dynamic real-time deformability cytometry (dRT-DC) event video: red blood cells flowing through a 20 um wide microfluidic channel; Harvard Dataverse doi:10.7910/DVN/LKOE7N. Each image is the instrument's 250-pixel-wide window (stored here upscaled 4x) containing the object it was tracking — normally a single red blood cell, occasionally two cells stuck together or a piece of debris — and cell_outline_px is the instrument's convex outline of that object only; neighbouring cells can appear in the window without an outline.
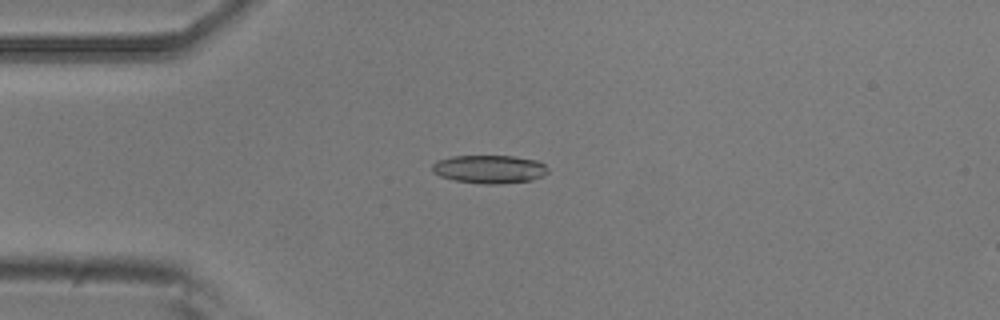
{"species": "common noctule bat (a hibernating species)", "species_latin": "Nyctalus noctula", "temperature_condition": "room temperature", "stored_images_in_passage": 54, "camera_frame_rate_fps": 3000, "um_per_image_px": 0.085, "animal": {"sex": "male", "body_mass_g": 20.5, "forearm_length_mm": 52.5}, "frame": {"image": 1, "passage_image": 13, "time_ms": 4.0, "image_size_px": [1000, 320], "cell_outline_px": [[548, 172], [544, 176], [532, 180], [500, 184], [484, 184], [456, 180], [440, 176], [432, 172], [432, 164], [436, 160], [452, 156], [512, 156], [536, 160], [544, 164], [548, 168]], "centroid_in_image_um": [41.6, 14.38], "position_along_channel_um": 43.4, "area_um2": 19.13}}
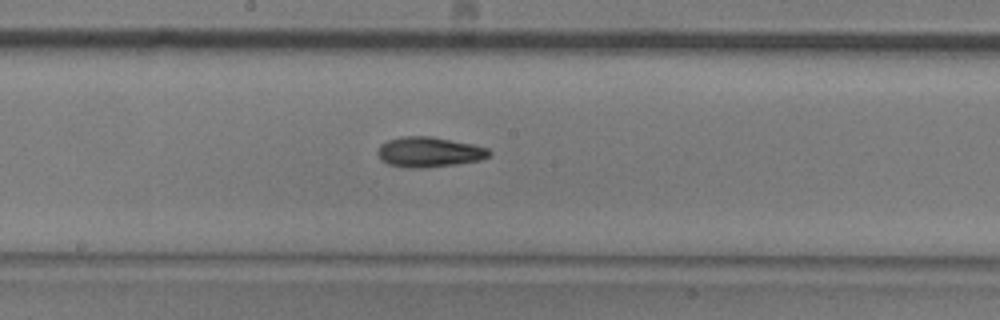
{"frame": {"image": 2, "passage_image": 28, "time_ms": 9.0, "image_size_px": [1000, 320], "cell_outline_px": [[492, 152], [488, 156], [480, 160], [456, 164], [424, 168], [408, 168], [388, 164], [376, 152], [380, 144], [388, 140], [400, 136], [432, 136], [472, 144], [488, 148]], "centroid_in_image_um": [36.47, 12.91], "position_along_channel_um": 211.7, "area_um2": 19.59}}
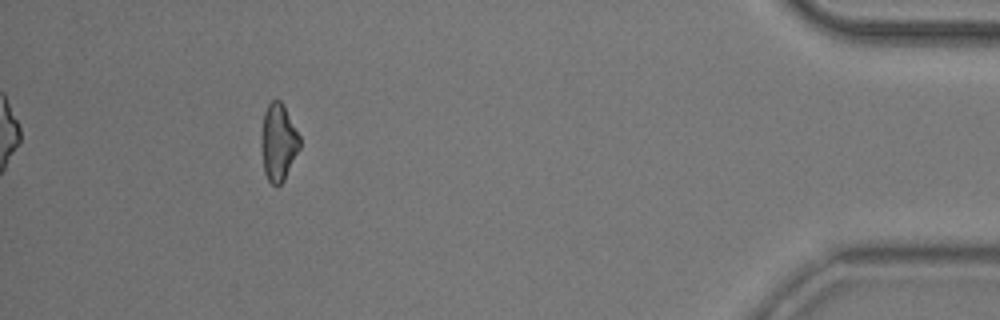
{"frame": {"image": 3, "passage_image": 49, "time_ms": 16.0, "image_size_px": [1000, 320], "cell_outline_px": [[300, 148], [284, 180], [280, 184], [272, 184], [268, 180], [264, 172], [260, 144], [260, 136], [264, 112], [268, 104], [272, 100], [280, 100], [284, 104], [300, 136]], "centroid_in_image_um": [23.65, 12.07], "position_along_channel_um": 411.6, "area_um2": 17.51}, "authors_computed_cell_mechanics": {"area_um2": 18.5827, "velocity_mm_per_s": 3.7245, "shape_relaxation_time_tau1_ms": 4.7362, "shape_relaxation_time_tau2_ms": 5.3337, "deformation_change_tau1": 0.1492, "deformation_change_tau2": 0.1356}}